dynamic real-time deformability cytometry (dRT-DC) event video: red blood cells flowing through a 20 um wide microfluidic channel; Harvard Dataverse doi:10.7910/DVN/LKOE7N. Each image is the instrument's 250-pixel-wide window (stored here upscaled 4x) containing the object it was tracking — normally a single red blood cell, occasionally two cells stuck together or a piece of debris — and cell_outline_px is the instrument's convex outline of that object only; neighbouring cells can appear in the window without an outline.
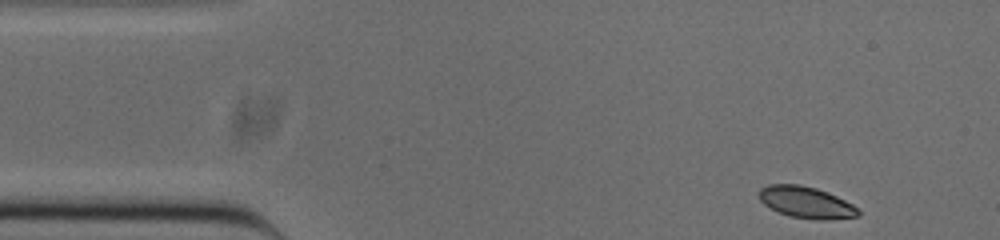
{"species": "common noctule bat (a hibernating species)", "species_latin": "Nyctalus noctula", "temperature_condition": "cold", "stored_images_in_passage": 48, "camera_frame_rate_fps": 3000, "um_per_image_px": 0.085, "animal": {"sex": "male", "body_mass_g": 20.0, "forearm_length_mm": 53.3}, "frame": {"image": 1, "passage_image": 1, "time_ms": 0.0, "image_size_px": [1000, 240], "cell_outline_px": [[860, 216], [824, 220], [820, 220], [788, 216], [764, 204], [760, 200], [760, 188], [768, 184], [800, 184], [816, 188], [828, 192], [852, 204], [860, 212]], "centroid_in_image_um": [68.53, 17.19], "position_along_channel_um": 16.5, "area_um2": 18.09}}
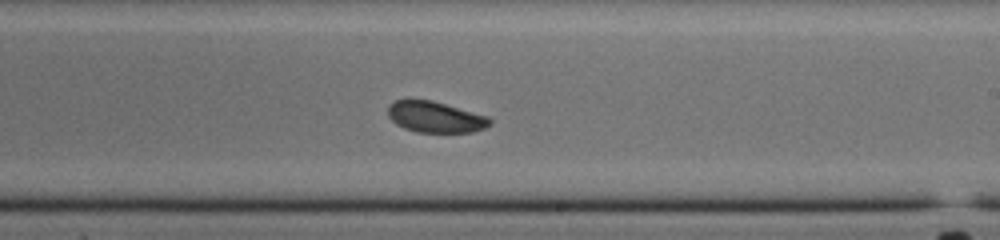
{"frame": {"image": 2, "passage_image": 26, "time_ms": 8.333, "image_size_px": [1000, 240], "cell_outline_px": [[492, 124], [484, 128], [472, 132], [416, 132], [404, 128], [396, 124], [388, 116], [388, 104], [396, 100], [432, 100], [488, 116], [492, 120]], "centroid_in_image_um": [37.0, 9.95], "position_along_channel_um": 252.0, "area_um2": 18.44}}
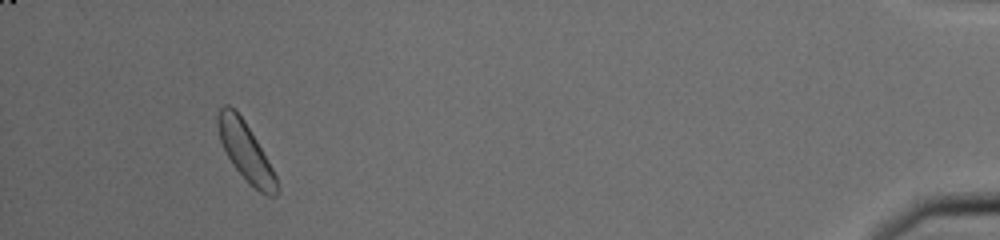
{"frame": {"image": 3, "passage_image": 45, "time_ms": 14.667, "image_size_px": [1000, 240], "cell_outline_px": [[276, 196], [268, 196], [260, 192], [232, 164], [220, 140], [216, 124], [216, 116], [220, 108], [224, 104], [228, 104], [244, 120], [268, 160], [276, 176]], "centroid_in_image_um": [20.84, 12.82], "position_along_channel_um": 414.4, "area_um2": 19.31}, "authors_computed_cell_mechanics": {"area_um2": 19.2763, "velocity_mm_per_s": 3.8093, "shape_relaxation_time_tau1_ms": 1.5515, "shape_relaxation_time_tau2_ms": null, "deformation_change_tau1": 0.0646, "deformation_change_tau2": null}}